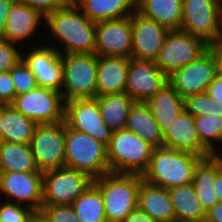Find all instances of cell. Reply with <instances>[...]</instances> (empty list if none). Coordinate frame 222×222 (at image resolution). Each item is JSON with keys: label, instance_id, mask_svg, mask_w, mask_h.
I'll return each mask as SVG.
<instances>
[{"label": "cell", "instance_id": "6da1fadb", "mask_svg": "<svg viewBox=\"0 0 222 222\" xmlns=\"http://www.w3.org/2000/svg\"><path fill=\"white\" fill-rule=\"evenodd\" d=\"M44 27L48 28L45 30L49 31L52 40L59 42V48L47 43L46 38L42 41L58 53L95 54L96 22L88 19L74 2L46 15Z\"/></svg>", "mask_w": 222, "mask_h": 222}, {"label": "cell", "instance_id": "7a4b0ae2", "mask_svg": "<svg viewBox=\"0 0 222 222\" xmlns=\"http://www.w3.org/2000/svg\"><path fill=\"white\" fill-rule=\"evenodd\" d=\"M195 154L167 147L153 148L143 180L159 187L171 189L193 182L194 171L202 160Z\"/></svg>", "mask_w": 222, "mask_h": 222}, {"label": "cell", "instance_id": "3957f363", "mask_svg": "<svg viewBox=\"0 0 222 222\" xmlns=\"http://www.w3.org/2000/svg\"><path fill=\"white\" fill-rule=\"evenodd\" d=\"M143 177L139 174L113 173L94 179L104 197L107 222H122L138 207V192Z\"/></svg>", "mask_w": 222, "mask_h": 222}, {"label": "cell", "instance_id": "277c9868", "mask_svg": "<svg viewBox=\"0 0 222 222\" xmlns=\"http://www.w3.org/2000/svg\"><path fill=\"white\" fill-rule=\"evenodd\" d=\"M65 167L89 175L93 180L110 172L107 147L92 136L65 126Z\"/></svg>", "mask_w": 222, "mask_h": 222}, {"label": "cell", "instance_id": "5b68a950", "mask_svg": "<svg viewBox=\"0 0 222 222\" xmlns=\"http://www.w3.org/2000/svg\"><path fill=\"white\" fill-rule=\"evenodd\" d=\"M153 148L131 131H114L107 146L110 172L143 175L148 168Z\"/></svg>", "mask_w": 222, "mask_h": 222}, {"label": "cell", "instance_id": "8992f818", "mask_svg": "<svg viewBox=\"0 0 222 222\" xmlns=\"http://www.w3.org/2000/svg\"><path fill=\"white\" fill-rule=\"evenodd\" d=\"M62 96L65 102L97 96V55L61 54Z\"/></svg>", "mask_w": 222, "mask_h": 222}, {"label": "cell", "instance_id": "52a82bcc", "mask_svg": "<svg viewBox=\"0 0 222 222\" xmlns=\"http://www.w3.org/2000/svg\"><path fill=\"white\" fill-rule=\"evenodd\" d=\"M181 31L211 45L222 41V13L217 0H182Z\"/></svg>", "mask_w": 222, "mask_h": 222}, {"label": "cell", "instance_id": "ba28073f", "mask_svg": "<svg viewBox=\"0 0 222 222\" xmlns=\"http://www.w3.org/2000/svg\"><path fill=\"white\" fill-rule=\"evenodd\" d=\"M93 181L86 173L68 167L43 172L42 207L71 206Z\"/></svg>", "mask_w": 222, "mask_h": 222}, {"label": "cell", "instance_id": "9c48e42d", "mask_svg": "<svg viewBox=\"0 0 222 222\" xmlns=\"http://www.w3.org/2000/svg\"><path fill=\"white\" fill-rule=\"evenodd\" d=\"M65 121L38 124L30 148L41 172L65 167Z\"/></svg>", "mask_w": 222, "mask_h": 222}, {"label": "cell", "instance_id": "30bf717a", "mask_svg": "<svg viewBox=\"0 0 222 222\" xmlns=\"http://www.w3.org/2000/svg\"><path fill=\"white\" fill-rule=\"evenodd\" d=\"M208 44L181 30L169 31L155 60L159 69L169 77L182 66L197 60L207 51Z\"/></svg>", "mask_w": 222, "mask_h": 222}, {"label": "cell", "instance_id": "8fae6325", "mask_svg": "<svg viewBox=\"0 0 222 222\" xmlns=\"http://www.w3.org/2000/svg\"><path fill=\"white\" fill-rule=\"evenodd\" d=\"M11 105L37 125L64 120L65 101L62 93L53 89L37 86L25 94L16 95Z\"/></svg>", "mask_w": 222, "mask_h": 222}, {"label": "cell", "instance_id": "7c38bea8", "mask_svg": "<svg viewBox=\"0 0 222 222\" xmlns=\"http://www.w3.org/2000/svg\"><path fill=\"white\" fill-rule=\"evenodd\" d=\"M64 121L67 127L92 136L106 147L109 145L113 131L102 119L96 98L65 102Z\"/></svg>", "mask_w": 222, "mask_h": 222}, {"label": "cell", "instance_id": "4fadbf2b", "mask_svg": "<svg viewBox=\"0 0 222 222\" xmlns=\"http://www.w3.org/2000/svg\"><path fill=\"white\" fill-rule=\"evenodd\" d=\"M42 188L43 172H0V197L5 202L41 210Z\"/></svg>", "mask_w": 222, "mask_h": 222}, {"label": "cell", "instance_id": "5bb4252c", "mask_svg": "<svg viewBox=\"0 0 222 222\" xmlns=\"http://www.w3.org/2000/svg\"><path fill=\"white\" fill-rule=\"evenodd\" d=\"M40 45L35 47L24 48L31 50L22 53V60L34 73L38 86L49 88L61 92L63 85V66L61 62V54L53 47L44 45L40 41Z\"/></svg>", "mask_w": 222, "mask_h": 222}, {"label": "cell", "instance_id": "9a60e30c", "mask_svg": "<svg viewBox=\"0 0 222 222\" xmlns=\"http://www.w3.org/2000/svg\"><path fill=\"white\" fill-rule=\"evenodd\" d=\"M131 16L96 22L95 54L131 58Z\"/></svg>", "mask_w": 222, "mask_h": 222}, {"label": "cell", "instance_id": "2e32d148", "mask_svg": "<svg viewBox=\"0 0 222 222\" xmlns=\"http://www.w3.org/2000/svg\"><path fill=\"white\" fill-rule=\"evenodd\" d=\"M216 78L212 54L207 50L197 60H194L168 77L179 95L185 99L197 93L206 92L208 86Z\"/></svg>", "mask_w": 222, "mask_h": 222}, {"label": "cell", "instance_id": "e0dca14e", "mask_svg": "<svg viewBox=\"0 0 222 222\" xmlns=\"http://www.w3.org/2000/svg\"><path fill=\"white\" fill-rule=\"evenodd\" d=\"M132 52L136 60L155 61L169 30L137 10L131 15Z\"/></svg>", "mask_w": 222, "mask_h": 222}, {"label": "cell", "instance_id": "ac0fdd59", "mask_svg": "<svg viewBox=\"0 0 222 222\" xmlns=\"http://www.w3.org/2000/svg\"><path fill=\"white\" fill-rule=\"evenodd\" d=\"M168 82L155 61L130 58L125 93L135 102H147Z\"/></svg>", "mask_w": 222, "mask_h": 222}, {"label": "cell", "instance_id": "d6986e66", "mask_svg": "<svg viewBox=\"0 0 222 222\" xmlns=\"http://www.w3.org/2000/svg\"><path fill=\"white\" fill-rule=\"evenodd\" d=\"M164 147L195 154L203 159L211 152L201 143L194 116L185 109L163 133Z\"/></svg>", "mask_w": 222, "mask_h": 222}, {"label": "cell", "instance_id": "ffe728a7", "mask_svg": "<svg viewBox=\"0 0 222 222\" xmlns=\"http://www.w3.org/2000/svg\"><path fill=\"white\" fill-rule=\"evenodd\" d=\"M45 23V16L38 10L33 9L26 4L16 1L11 7L6 20V29L4 37L8 42H12L21 46L30 38L36 36V31H40L39 27ZM20 41V42H19Z\"/></svg>", "mask_w": 222, "mask_h": 222}, {"label": "cell", "instance_id": "44dd1931", "mask_svg": "<svg viewBox=\"0 0 222 222\" xmlns=\"http://www.w3.org/2000/svg\"><path fill=\"white\" fill-rule=\"evenodd\" d=\"M130 58L97 56V96L125 93Z\"/></svg>", "mask_w": 222, "mask_h": 222}, {"label": "cell", "instance_id": "7402d4cb", "mask_svg": "<svg viewBox=\"0 0 222 222\" xmlns=\"http://www.w3.org/2000/svg\"><path fill=\"white\" fill-rule=\"evenodd\" d=\"M145 103L149 106L162 133L172 126L185 109L184 99L169 81Z\"/></svg>", "mask_w": 222, "mask_h": 222}, {"label": "cell", "instance_id": "603a6c76", "mask_svg": "<svg viewBox=\"0 0 222 222\" xmlns=\"http://www.w3.org/2000/svg\"><path fill=\"white\" fill-rule=\"evenodd\" d=\"M138 207L159 222H172L176 219L169 190L144 180L138 192Z\"/></svg>", "mask_w": 222, "mask_h": 222}, {"label": "cell", "instance_id": "cb8c5ba5", "mask_svg": "<svg viewBox=\"0 0 222 222\" xmlns=\"http://www.w3.org/2000/svg\"><path fill=\"white\" fill-rule=\"evenodd\" d=\"M126 130L137 134L154 148L164 147L163 133L149 106L144 102H135L128 113Z\"/></svg>", "mask_w": 222, "mask_h": 222}, {"label": "cell", "instance_id": "d4e9b609", "mask_svg": "<svg viewBox=\"0 0 222 222\" xmlns=\"http://www.w3.org/2000/svg\"><path fill=\"white\" fill-rule=\"evenodd\" d=\"M74 3L94 22L131 16L136 10V0H75Z\"/></svg>", "mask_w": 222, "mask_h": 222}, {"label": "cell", "instance_id": "484cf974", "mask_svg": "<svg viewBox=\"0 0 222 222\" xmlns=\"http://www.w3.org/2000/svg\"><path fill=\"white\" fill-rule=\"evenodd\" d=\"M136 10L169 31L180 30L182 0H136Z\"/></svg>", "mask_w": 222, "mask_h": 222}, {"label": "cell", "instance_id": "4316f807", "mask_svg": "<svg viewBox=\"0 0 222 222\" xmlns=\"http://www.w3.org/2000/svg\"><path fill=\"white\" fill-rule=\"evenodd\" d=\"M1 142L30 144L37 124L11 104H2Z\"/></svg>", "mask_w": 222, "mask_h": 222}, {"label": "cell", "instance_id": "83f0119b", "mask_svg": "<svg viewBox=\"0 0 222 222\" xmlns=\"http://www.w3.org/2000/svg\"><path fill=\"white\" fill-rule=\"evenodd\" d=\"M105 124L114 132L124 130L127 116L135 101L126 93L108 94L95 97Z\"/></svg>", "mask_w": 222, "mask_h": 222}, {"label": "cell", "instance_id": "f1b7e54d", "mask_svg": "<svg viewBox=\"0 0 222 222\" xmlns=\"http://www.w3.org/2000/svg\"><path fill=\"white\" fill-rule=\"evenodd\" d=\"M0 172H41L29 144L0 142Z\"/></svg>", "mask_w": 222, "mask_h": 222}, {"label": "cell", "instance_id": "f546056e", "mask_svg": "<svg viewBox=\"0 0 222 222\" xmlns=\"http://www.w3.org/2000/svg\"><path fill=\"white\" fill-rule=\"evenodd\" d=\"M215 179L216 163L210 157L202 159L195 168L192 185L205 212L218 203L214 191Z\"/></svg>", "mask_w": 222, "mask_h": 222}, {"label": "cell", "instance_id": "4dcf8cb0", "mask_svg": "<svg viewBox=\"0 0 222 222\" xmlns=\"http://www.w3.org/2000/svg\"><path fill=\"white\" fill-rule=\"evenodd\" d=\"M168 190L176 219L205 220L206 212L197 198L192 183Z\"/></svg>", "mask_w": 222, "mask_h": 222}, {"label": "cell", "instance_id": "1f68e13d", "mask_svg": "<svg viewBox=\"0 0 222 222\" xmlns=\"http://www.w3.org/2000/svg\"><path fill=\"white\" fill-rule=\"evenodd\" d=\"M71 206L81 222H107L104 197L94 183Z\"/></svg>", "mask_w": 222, "mask_h": 222}, {"label": "cell", "instance_id": "d6a6232c", "mask_svg": "<svg viewBox=\"0 0 222 222\" xmlns=\"http://www.w3.org/2000/svg\"><path fill=\"white\" fill-rule=\"evenodd\" d=\"M194 121L201 143L210 152H212L217 146L221 145L222 117H217L213 115H207V116L204 115L201 117H194Z\"/></svg>", "mask_w": 222, "mask_h": 222}, {"label": "cell", "instance_id": "836d02e7", "mask_svg": "<svg viewBox=\"0 0 222 222\" xmlns=\"http://www.w3.org/2000/svg\"><path fill=\"white\" fill-rule=\"evenodd\" d=\"M184 107L194 117L204 115L222 117V104L213 100L206 92L186 97L184 99Z\"/></svg>", "mask_w": 222, "mask_h": 222}, {"label": "cell", "instance_id": "e575fe53", "mask_svg": "<svg viewBox=\"0 0 222 222\" xmlns=\"http://www.w3.org/2000/svg\"><path fill=\"white\" fill-rule=\"evenodd\" d=\"M9 72L16 95L25 94L38 86L34 73L22 59Z\"/></svg>", "mask_w": 222, "mask_h": 222}, {"label": "cell", "instance_id": "d590c367", "mask_svg": "<svg viewBox=\"0 0 222 222\" xmlns=\"http://www.w3.org/2000/svg\"><path fill=\"white\" fill-rule=\"evenodd\" d=\"M33 212L27 206L2 202L0 199V222H30Z\"/></svg>", "mask_w": 222, "mask_h": 222}, {"label": "cell", "instance_id": "8d00e7d4", "mask_svg": "<svg viewBox=\"0 0 222 222\" xmlns=\"http://www.w3.org/2000/svg\"><path fill=\"white\" fill-rule=\"evenodd\" d=\"M21 59L22 51L18 44L0 38V72L10 71Z\"/></svg>", "mask_w": 222, "mask_h": 222}, {"label": "cell", "instance_id": "74e56055", "mask_svg": "<svg viewBox=\"0 0 222 222\" xmlns=\"http://www.w3.org/2000/svg\"><path fill=\"white\" fill-rule=\"evenodd\" d=\"M52 222H81L72 206L53 205L41 209Z\"/></svg>", "mask_w": 222, "mask_h": 222}, {"label": "cell", "instance_id": "f35d334b", "mask_svg": "<svg viewBox=\"0 0 222 222\" xmlns=\"http://www.w3.org/2000/svg\"><path fill=\"white\" fill-rule=\"evenodd\" d=\"M20 3L26 4L33 9L38 10L43 16L52 13L55 10L67 6L70 0H17Z\"/></svg>", "mask_w": 222, "mask_h": 222}, {"label": "cell", "instance_id": "ab89813d", "mask_svg": "<svg viewBox=\"0 0 222 222\" xmlns=\"http://www.w3.org/2000/svg\"><path fill=\"white\" fill-rule=\"evenodd\" d=\"M16 97V91L10 72H0V104H11Z\"/></svg>", "mask_w": 222, "mask_h": 222}, {"label": "cell", "instance_id": "60d3db41", "mask_svg": "<svg viewBox=\"0 0 222 222\" xmlns=\"http://www.w3.org/2000/svg\"><path fill=\"white\" fill-rule=\"evenodd\" d=\"M207 50L212 54L216 76L222 79V43L208 45Z\"/></svg>", "mask_w": 222, "mask_h": 222}, {"label": "cell", "instance_id": "b9f144b4", "mask_svg": "<svg viewBox=\"0 0 222 222\" xmlns=\"http://www.w3.org/2000/svg\"><path fill=\"white\" fill-rule=\"evenodd\" d=\"M17 0H0V38L4 37L8 13Z\"/></svg>", "mask_w": 222, "mask_h": 222}, {"label": "cell", "instance_id": "7bdbcfd3", "mask_svg": "<svg viewBox=\"0 0 222 222\" xmlns=\"http://www.w3.org/2000/svg\"><path fill=\"white\" fill-rule=\"evenodd\" d=\"M206 93L215 101L222 104V79L217 77L208 86Z\"/></svg>", "mask_w": 222, "mask_h": 222}, {"label": "cell", "instance_id": "ee69618b", "mask_svg": "<svg viewBox=\"0 0 222 222\" xmlns=\"http://www.w3.org/2000/svg\"><path fill=\"white\" fill-rule=\"evenodd\" d=\"M122 222H159L145 212H143L139 207L135 208Z\"/></svg>", "mask_w": 222, "mask_h": 222}, {"label": "cell", "instance_id": "f6af8a7d", "mask_svg": "<svg viewBox=\"0 0 222 222\" xmlns=\"http://www.w3.org/2000/svg\"><path fill=\"white\" fill-rule=\"evenodd\" d=\"M206 222H222V202H218L214 207L206 212Z\"/></svg>", "mask_w": 222, "mask_h": 222}, {"label": "cell", "instance_id": "bcb514c9", "mask_svg": "<svg viewBox=\"0 0 222 222\" xmlns=\"http://www.w3.org/2000/svg\"><path fill=\"white\" fill-rule=\"evenodd\" d=\"M215 196L218 202H222V171L216 164V179L214 184Z\"/></svg>", "mask_w": 222, "mask_h": 222}, {"label": "cell", "instance_id": "7dc6e473", "mask_svg": "<svg viewBox=\"0 0 222 222\" xmlns=\"http://www.w3.org/2000/svg\"><path fill=\"white\" fill-rule=\"evenodd\" d=\"M30 222H52V221L42 210H38L32 213Z\"/></svg>", "mask_w": 222, "mask_h": 222}, {"label": "cell", "instance_id": "c3c4849f", "mask_svg": "<svg viewBox=\"0 0 222 222\" xmlns=\"http://www.w3.org/2000/svg\"><path fill=\"white\" fill-rule=\"evenodd\" d=\"M222 144V143H221ZM218 149V150H217ZM221 152V153H220ZM210 158L218 165L219 169L222 171V147H216L210 154Z\"/></svg>", "mask_w": 222, "mask_h": 222}, {"label": "cell", "instance_id": "681fc988", "mask_svg": "<svg viewBox=\"0 0 222 222\" xmlns=\"http://www.w3.org/2000/svg\"><path fill=\"white\" fill-rule=\"evenodd\" d=\"M172 222H206L205 220H183V219H174Z\"/></svg>", "mask_w": 222, "mask_h": 222}, {"label": "cell", "instance_id": "f907efd6", "mask_svg": "<svg viewBox=\"0 0 222 222\" xmlns=\"http://www.w3.org/2000/svg\"><path fill=\"white\" fill-rule=\"evenodd\" d=\"M1 122H2V104H0V142H1V132H2Z\"/></svg>", "mask_w": 222, "mask_h": 222}, {"label": "cell", "instance_id": "816d5d0a", "mask_svg": "<svg viewBox=\"0 0 222 222\" xmlns=\"http://www.w3.org/2000/svg\"><path fill=\"white\" fill-rule=\"evenodd\" d=\"M217 3H218L220 11L222 13V0H217Z\"/></svg>", "mask_w": 222, "mask_h": 222}]
</instances>
